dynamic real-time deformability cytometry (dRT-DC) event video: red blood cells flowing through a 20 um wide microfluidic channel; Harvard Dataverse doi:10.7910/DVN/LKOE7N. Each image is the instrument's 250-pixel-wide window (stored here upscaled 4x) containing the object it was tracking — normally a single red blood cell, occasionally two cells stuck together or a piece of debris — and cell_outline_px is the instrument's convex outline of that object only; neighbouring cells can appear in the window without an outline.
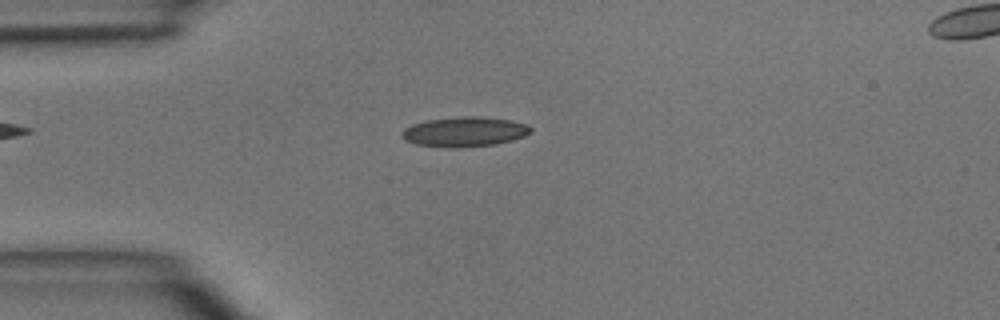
{"species": "common noctule bat (a hibernating species)", "species_latin": "Nyctalus noctula", "temperature_condition": "room temperature", "stored_images_in_passage": 4, "camera_frame_rate_fps": 3000, "um_per_image_px": 0.085, "animal": {"sex": "male", "body_mass_g": 15.6}, "frame": {"image": 1, "passage_image": 2, "time_ms": 1.333, "image_size_px": [1000, 320], "cell_outline_px": [[532, 132], [524, 136], [512, 140], [496, 144], [416, 144], [404, 140], [400, 132], [404, 128], [412, 124], [428, 120], [464, 116], [476, 116], [512, 120], [528, 124], [532, 128]], "centroid_in_image_um": [39.54, 11.13], "position_along_channel_um": 45.5, "area_um2": 21.27}}